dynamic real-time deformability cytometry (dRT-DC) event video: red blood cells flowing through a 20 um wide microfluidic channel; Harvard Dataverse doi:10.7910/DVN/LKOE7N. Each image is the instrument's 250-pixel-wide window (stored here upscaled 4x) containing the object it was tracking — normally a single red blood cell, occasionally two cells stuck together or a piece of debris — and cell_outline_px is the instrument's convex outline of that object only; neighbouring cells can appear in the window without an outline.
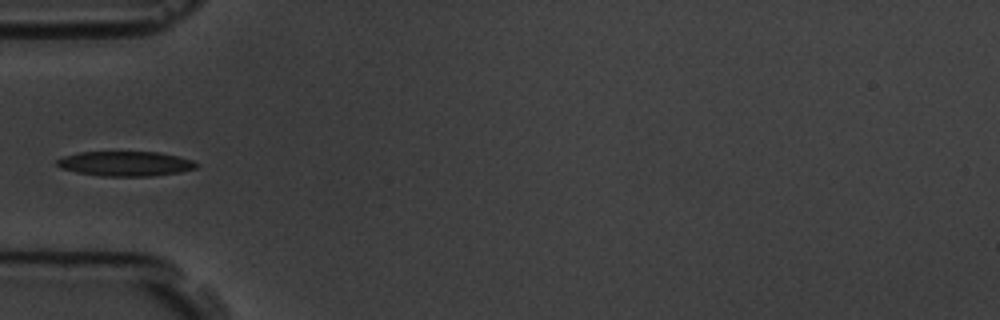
{"species": "common noctule bat (a hibernating species)", "species_latin": "Nyctalus noctula", "temperature_condition": "room temperature", "stored_images_in_passage": 4, "camera_frame_rate_fps": 3000, "um_per_image_px": 0.085, "animal": {"sex": "male", "body_mass_g": 19.5, "forearm_length_mm": 54.6}, "frame": {"image": 1, "passage_image": 4, "time_ms": 3.333, "image_size_px": [1000, 320], "cell_outline_px": [[200, 164], [196, 168], [180, 172], [152, 176], [100, 176], [76, 172], [60, 168], [56, 164], [56, 160], [64, 156], [80, 152], [160, 152], [192, 160]], "centroid_in_image_um": [10.65, 13.91], "position_along_channel_um": 74.3, "area_um2": 20.17}}